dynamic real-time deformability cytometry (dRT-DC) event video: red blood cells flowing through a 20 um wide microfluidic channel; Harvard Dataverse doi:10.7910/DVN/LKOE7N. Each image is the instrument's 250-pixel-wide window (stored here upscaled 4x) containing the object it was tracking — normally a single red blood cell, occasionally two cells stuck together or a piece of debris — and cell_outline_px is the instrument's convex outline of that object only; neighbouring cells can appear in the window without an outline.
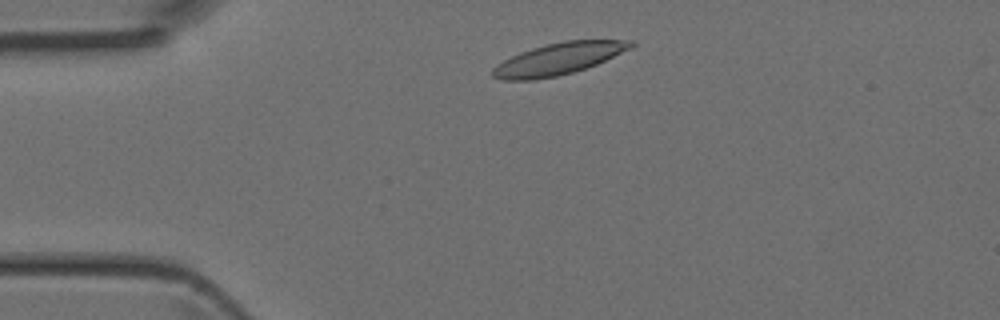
{"species": "Egyptian fruit bat (a non-hibernating species)", "species_latin": "Rousettus aegyptiacus", "temperature_condition": "room temperature", "stored_images_in_passage": 3, "segment_of_instrument_passage": [1, 2], "camera_frame_rate_fps": 3000, "um_per_image_px": 0.085, "animal": {"sex": "female"}, "frame": {"image": 1, "passage_image": 1, "time_ms": 0.0, "image_size_px": [1000, 320], "cell_outline_px": [[636, 44], [596, 64], [572, 72], [556, 76], [532, 80], [500, 80], [492, 76], [492, 68], [496, 64], [520, 52], [532, 48], [564, 40], [632, 40]], "centroid_in_image_um": [47.4, 5.0], "position_along_channel_um": 37.6, "area_um2": 25.14}}